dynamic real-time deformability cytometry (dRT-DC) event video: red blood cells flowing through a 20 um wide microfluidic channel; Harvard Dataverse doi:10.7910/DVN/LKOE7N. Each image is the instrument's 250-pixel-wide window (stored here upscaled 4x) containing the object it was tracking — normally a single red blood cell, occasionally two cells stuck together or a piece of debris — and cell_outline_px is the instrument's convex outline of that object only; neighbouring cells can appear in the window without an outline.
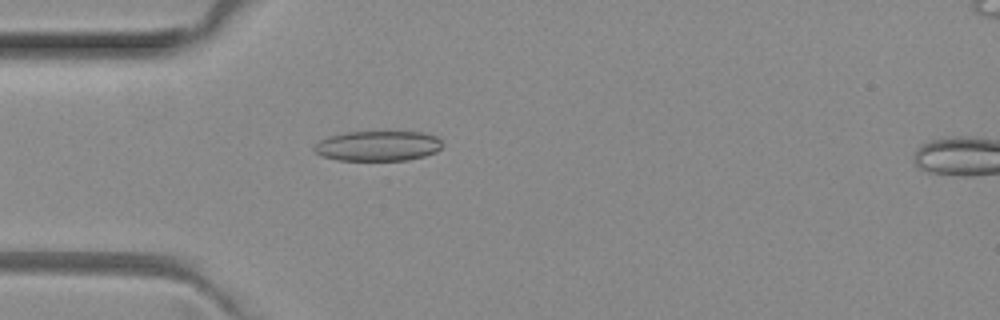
{"species": "common noctule bat (a hibernating species)", "species_latin": "Nyctalus noctula", "temperature_condition": "room temperature", "stored_images_in_passage": 4, "camera_frame_rate_fps": 3000, "um_per_image_px": 0.085, "animal": {"sex": "female", "body_mass_g": 29.2, "forearm_length_mm": 56.3}, "frame": {"image": 1, "passage_image": 3, "time_ms": 0.667, "image_size_px": [1000, 320], "cell_outline_px": [[444, 144], [436, 152], [424, 156], [408, 160], [340, 160], [324, 156], [316, 152], [312, 148], [320, 140], [328, 136], [348, 132], [384, 128], [424, 132], [436, 136]], "centroid_in_image_um": [32.18, 12.34], "position_along_channel_um": 52.8, "area_um2": 23.52}}